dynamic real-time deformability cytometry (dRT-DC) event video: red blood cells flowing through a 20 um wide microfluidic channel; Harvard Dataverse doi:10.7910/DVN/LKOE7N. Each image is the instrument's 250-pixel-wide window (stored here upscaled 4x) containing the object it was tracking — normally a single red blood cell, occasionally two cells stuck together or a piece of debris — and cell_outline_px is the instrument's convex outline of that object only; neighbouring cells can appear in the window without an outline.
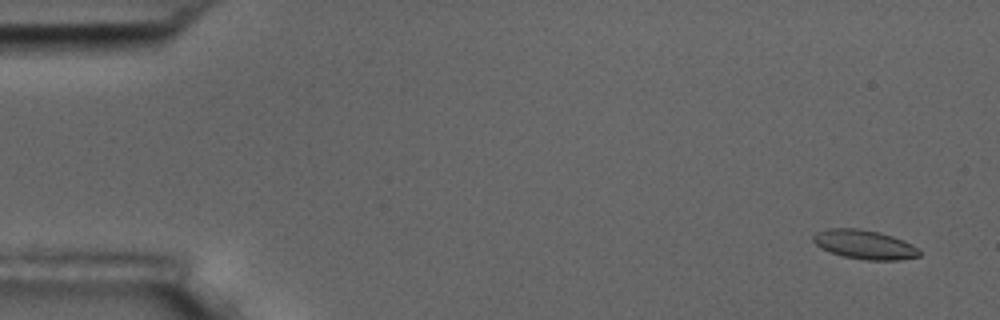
{"species": "common noctule bat (a hibernating species)", "species_latin": "Nyctalus noctula", "temperature_condition": "room temperature", "stored_images_in_passage": 6, "camera_frame_rate_fps": 3000, "um_per_image_px": 0.085, "animal": {"sex": "male", "body_mass_g": 17.5, "forearm_length_mm": 52.3}, "frame": {"image": 1, "passage_image": 1, "time_ms": 0.0, "image_size_px": [1000, 320], "cell_outline_px": [[920, 256], [900, 260], [864, 260], [844, 256], [820, 248], [812, 240], [812, 236], [816, 232], [828, 228], [860, 228], [880, 232], [904, 240], [912, 244], [920, 252]], "centroid_in_image_um": [73.47, 20.77], "position_along_channel_um": 11.5, "area_um2": 18.09}}
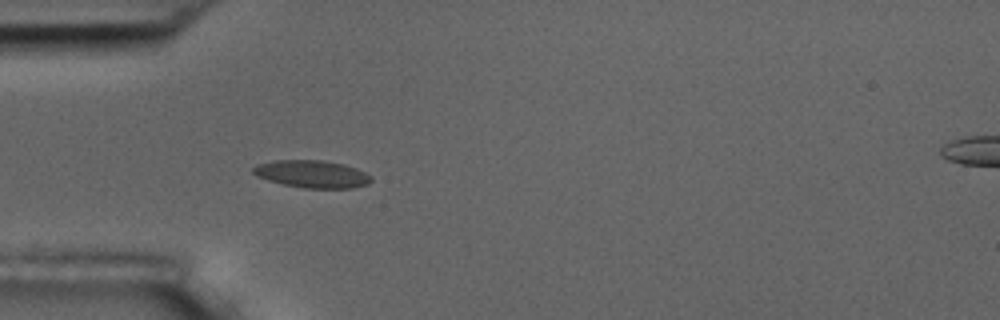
{"frame": {"image": 2, "passage_image": 5, "time_ms": 4.667, "image_size_px": [1000, 320], "cell_outline_px": [[372, 180], [368, 184], [352, 188], [304, 188], [284, 184], [268, 180], [256, 176], [252, 172], [252, 168], [256, 164], [272, 160], [324, 160], [344, 164], [356, 168], [372, 176]], "centroid_in_image_um": [26.51, 14.78], "position_along_channel_um": 58.5, "area_um2": 19.02}}